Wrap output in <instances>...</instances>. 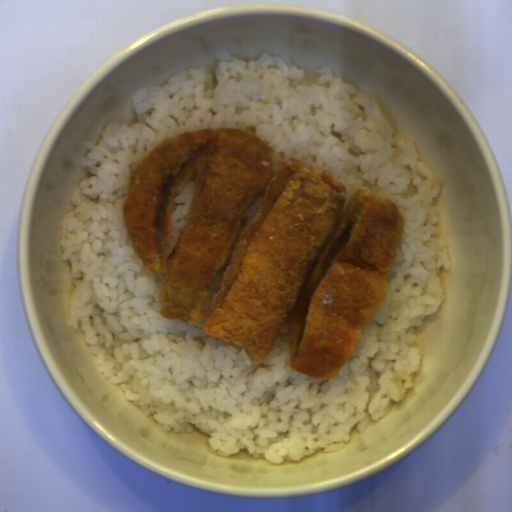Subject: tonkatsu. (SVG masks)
Segmentation results:
<instances>
[{"label": "tonkatsu", "instance_id": "tonkatsu-1", "mask_svg": "<svg viewBox=\"0 0 512 512\" xmlns=\"http://www.w3.org/2000/svg\"><path fill=\"white\" fill-rule=\"evenodd\" d=\"M248 129H196L134 166L123 218L146 275L162 277L160 314L264 362L290 330V369L335 378L387 295L405 216L392 200L348 189L330 169L287 157ZM197 170L190 217L168 256L173 199ZM263 201L238 235L240 217ZM234 245L204 316L209 284Z\"/></svg>", "mask_w": 512, "mask_h": 512}]
</instances>
